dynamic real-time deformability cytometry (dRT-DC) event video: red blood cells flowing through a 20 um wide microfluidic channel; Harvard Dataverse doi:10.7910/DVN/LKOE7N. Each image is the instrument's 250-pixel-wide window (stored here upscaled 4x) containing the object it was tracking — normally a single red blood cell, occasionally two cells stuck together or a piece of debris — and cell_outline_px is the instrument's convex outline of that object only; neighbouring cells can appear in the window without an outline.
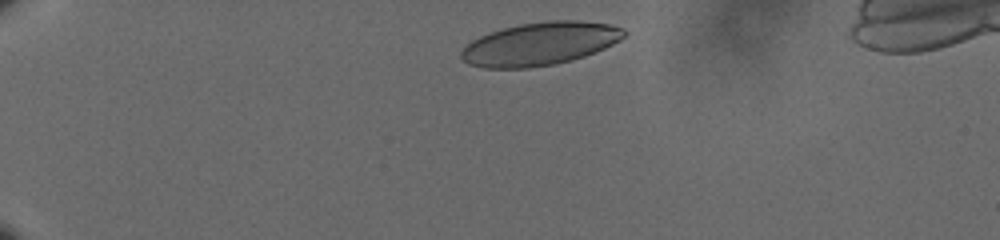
{"species": "human", "species_latin": "Homo sapiens", "temperature_condition": "cold", "stored_images_in_passage": 41, "camera_frame_rate_fps": 3000, "um_per_image_px": 0.085, "donor": {"sex": "male"}, "frame": {"image": 1, "passage_image": 3, "time_ms": 0.667, "image_size_px": [1000, 240], "cell_outline_px": [[628, 32], [620, 40], [604, 48], [584, 56], [572, 60], [556, 64], [528, 68], [484, 68], [468, 64], [460, 56], [460, 52], [472, 40], [480, 36], [504, 28], [520, 24], [548, 20], [580, 20], [608, 24], [624, 28]], "centroid_in_image_um": [45.91, 3.72], "position_along_channel_um": 39.1, "area_um2": 40.81}}
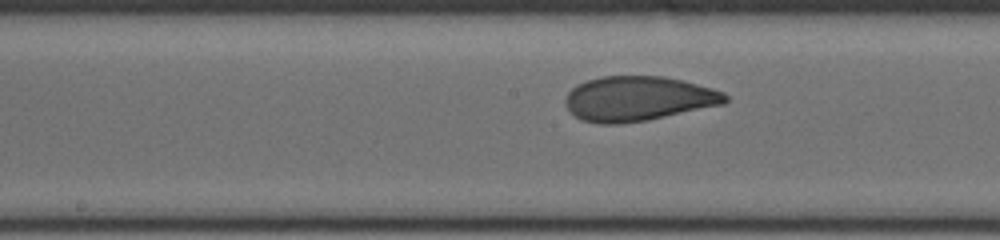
{"frame": {"image": 2, "passage_image": 22, "time_ms": 7.0, "image_size_px": [1000, 240], "cell_outline_px": [[728, 100], [724, 104], [648, 120], [620, 124], [600, 124], [580, 120], [568, 108], [564, 100], [568, 92], [576, 84], [600, 76], [664, 76], [684, 80], [712, 88], [724, 92], [728, 96]], "centroid_in_image_um": [54.25, 8.38], "position_along_channel_um": 194.0, "area_um2": 41.91}}
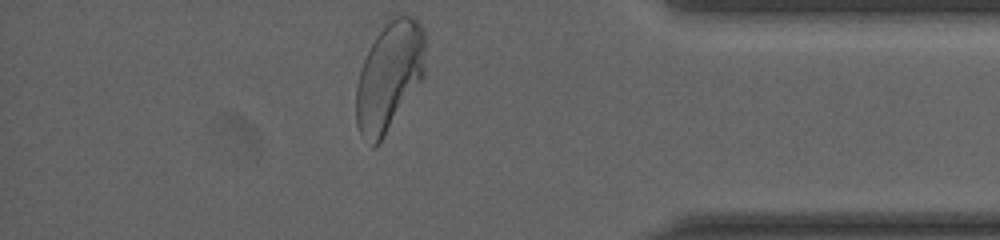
{"frame": {"image": 3, "passage_image": 41, "time_ms": 13.333, "image_size_px": [1000, 240], "cell_outline_px": [[424, 76], [384, 136], [372, 148], [360, 136], [356, 124], [356, 84], [360, 68], [376, 36], [396, 16], [408, 16], [416, 20], [424, 28]], "centroid_in_image_um": [33.06, 6.54], "position_along_channel_um": 402.1, "area_um2": 43.23}, "authors_computed_cell_mechanics": {"area_um2": 41.0958, "velocity_mm_per_s": 3.5934, "shape_relaxation_time_tau1_ms": 4.7287, "shape_relaxation_time_tau2_ms": 0.9686, "deformation_change_tau1": 0.1567, "deformation_change_tau2": 0.0526}}